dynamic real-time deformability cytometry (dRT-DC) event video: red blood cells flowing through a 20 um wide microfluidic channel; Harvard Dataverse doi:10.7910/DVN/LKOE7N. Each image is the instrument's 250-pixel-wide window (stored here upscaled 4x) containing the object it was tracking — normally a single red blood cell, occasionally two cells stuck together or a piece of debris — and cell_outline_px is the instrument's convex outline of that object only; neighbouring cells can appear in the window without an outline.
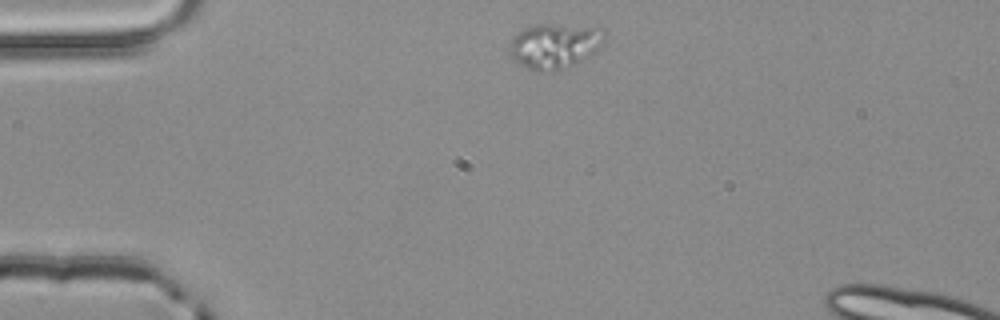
{"species": "common noctule bat (a hibernating species)", "species_latin": "Nyctalus noctula", "temperature_condition": "room temperature", "stored_images_in_passage": 3, "camera_frame_rate_fps": 3000, "um_per_image_px": 0.085, "animal": {"sex": "male", "body_mass_g": 20.4}, "frame": {"image": 1, "passage_image": 1, "time_ms": 0.0, "image_size_px": [1000, 320], "cell_outline_px": [[604, 40], [600, 48], [596, 52], [576, 64], [568, 68], [540, 72], [536, 72], [512, 60], [508, 56], [508, 44], [524, 28], [540, 24], [548, 24], [604, 28]], "centroid_in_image_um": [47.13, 3.92], "position_along_channel_um": 37.9, "area_um2": 25.2}}